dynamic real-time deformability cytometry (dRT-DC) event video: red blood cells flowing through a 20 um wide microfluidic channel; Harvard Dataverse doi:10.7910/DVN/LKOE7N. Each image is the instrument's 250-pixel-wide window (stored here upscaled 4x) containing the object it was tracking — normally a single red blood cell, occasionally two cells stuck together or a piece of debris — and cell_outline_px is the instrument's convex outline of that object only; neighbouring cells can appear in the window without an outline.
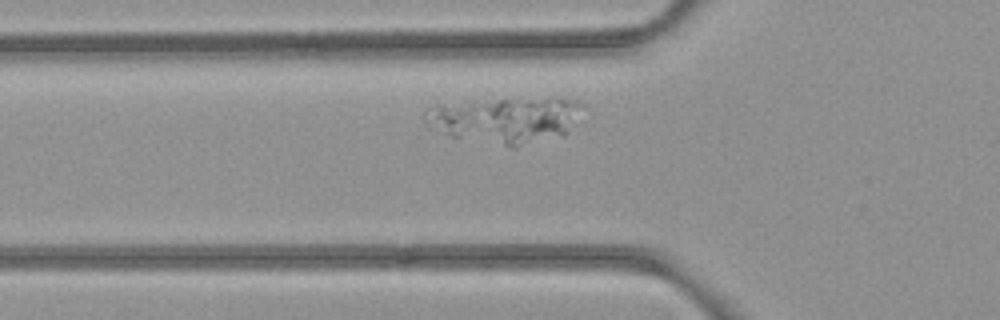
{"species": "common noctule bat (a hibernating species)", "species_latin": "Nyctalus noctula", "temperature_condition": "room temperature", "stored_images_in_passage": 39, "camera_frame_rate_fps": 3000, "um_per_image_px": 0.085, "animal": {"sex": "female", "body_mass_g": 21.9}, "frame": {"image": 1, "passage_image": 6, "time_ms": 1.667, "image_size_px": [1000, 320], "cell_outline_px": [[584, 104], [564, 136], [516, 148], [512, 148], [452, 136], [428, 128], [424, 120], [436, 104], [548, 96], [576, 100]], "centroid_in_image_um": [43.01, 10.2], "position_along_channel_um": 82.8, "area_um2": 42.54}}
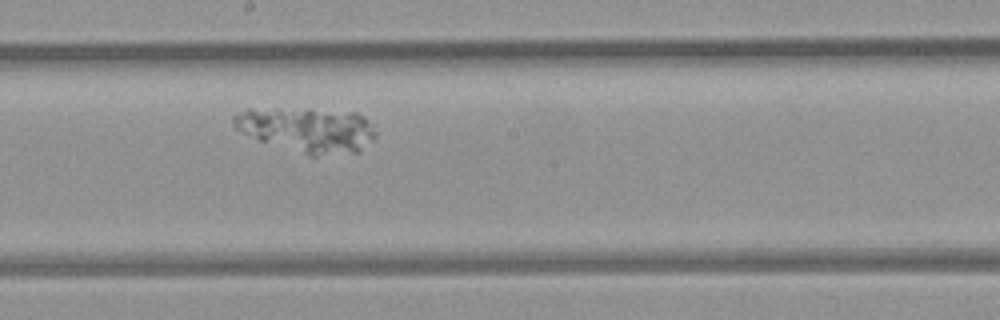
{"frame": {"image": 2, "passage_image": 17, "time_ms": 5.333, "image_size_px": [1000, 320], "cell_outline_px": [[376, 136], [372, 140], [356, 152], [316, 156], [308, 156], [260, 140], [236, 128], [232, 120], [232, 116], [236, 112], [248, 108], [308, 108], [356, 112], [364, 116], [368, 120], [376, 132]], "centroid_in_image_um": [26.11, 11.0], "position_along_channel_um": 222.1, "area_um2": 37.45}}
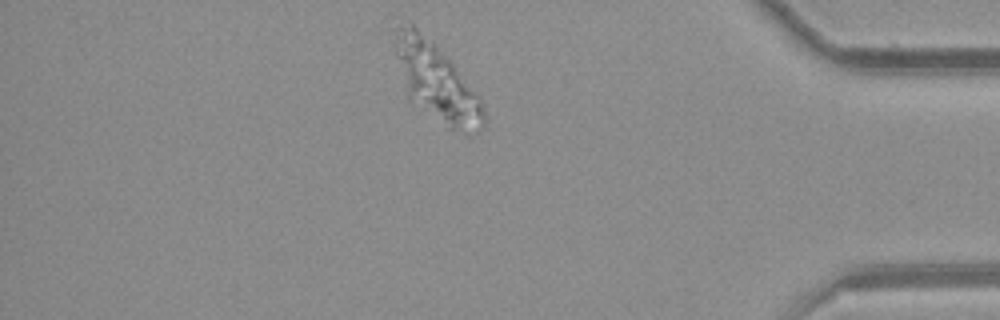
{"frame": {"image": 3, "passage_image": 34, "time_ms": 11.0, "image_size_px": [1000, 320], "cell_outline_px": [[484, 128], [452, 128], [408, 100], [396, 56], [396, 28], [400, 24], [412, 24], [432, 40], [480, 96], [484, 108]], "centroid_in_image_um": [37.07, 6.9], "position_along_channel_um": 398.1, "area_um2": 38.61}}